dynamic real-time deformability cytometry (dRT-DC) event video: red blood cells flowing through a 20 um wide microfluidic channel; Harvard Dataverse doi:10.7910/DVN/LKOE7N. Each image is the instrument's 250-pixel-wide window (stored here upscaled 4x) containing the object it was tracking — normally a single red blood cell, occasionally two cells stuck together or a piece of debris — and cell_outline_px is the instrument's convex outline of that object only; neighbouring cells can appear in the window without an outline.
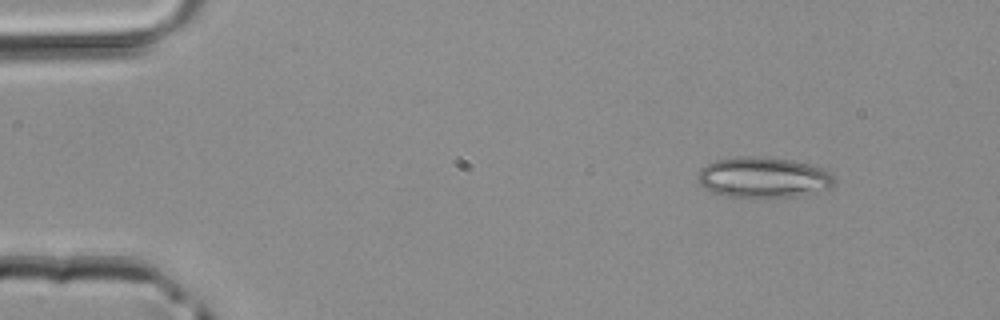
{"species": "common noctule bat (a hibernating species)", "species_latin": "Nyctalus noctula", "temperature_condition": "room temperature", "stored_images_in_passage": 3, "camera_frame_rate_fps": 3000, "um_per_image_px": 0.085, "animal": {"sex": "male", "body_mass_g": 20.4}, "frame": {"image": 1, "passage_image": 1, "time_ms": 0.0, "image_size_px": [1000, 320], "cell_outline_px": [[836, 184], [828, 188], [796, 196], [724, 196], [712, 192], [704, 188], [700, 184], [700, 168], [716, 160], [740, 156], [752, 156], [792, 160], [824, 168], [832, 172], [836, 176]], "centroid_in_image_um": [64.93, 15.06], "position_along_channel_um": 20.1, "area_um2": 31.96}}